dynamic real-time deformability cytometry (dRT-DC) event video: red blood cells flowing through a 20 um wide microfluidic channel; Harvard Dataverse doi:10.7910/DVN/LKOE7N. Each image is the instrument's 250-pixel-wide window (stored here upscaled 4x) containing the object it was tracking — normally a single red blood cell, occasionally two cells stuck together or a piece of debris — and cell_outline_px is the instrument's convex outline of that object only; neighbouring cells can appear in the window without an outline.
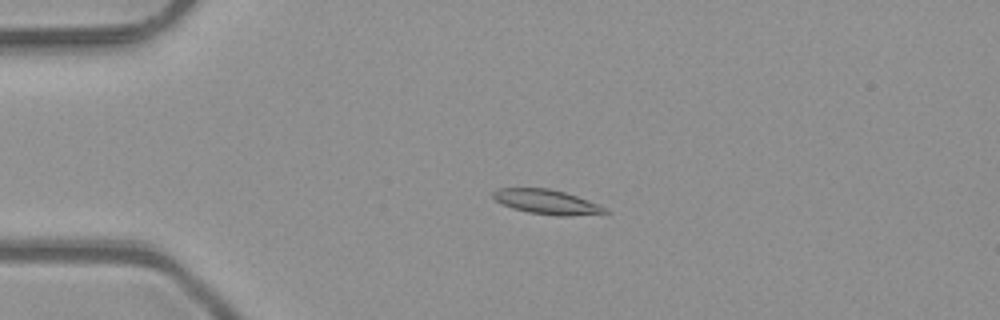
{"species": "common noctule bat (a hibernating species)", "species_latin": "Nyctalus noctula", "temperature_condition": "room temperature", "stored_images_in_passage": 44, "camera_frame_rate_fps": 3000, "um_per_image_px": 0.085, "animal": {"sex": "male", "body_mass_g": 23.1, "forearm_length_mm": 52.7}, "frame": {"image": 1, "passage_image": 5, "time_ms": 1.333, "image_size_px": [1000, 320], "cell_outline_px": [[608, 212], [564, 216], [560, 216], [528, 212], [512, 208], [496, 200], [492, 196], [492, 192], [496, 188], [548, 188], [564, 192], [588, 200], [604, 208]], "centroid_in_image_um": [46.39, 17.14], "position_along_channel_um": 38.6, "area_um2": 15.61}}
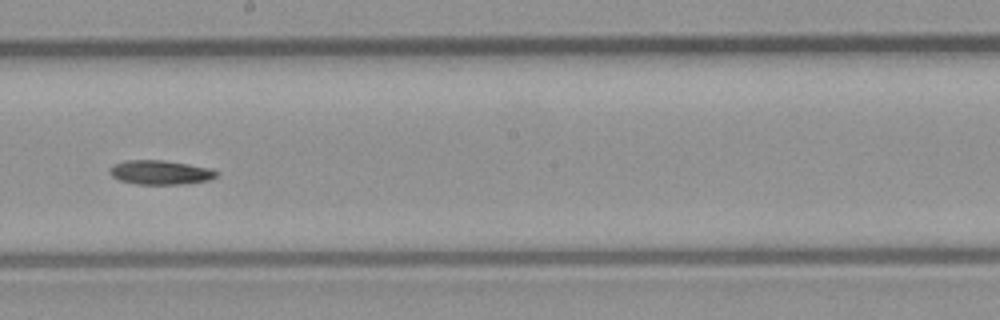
{"frame": {"image": 2, "passage_image": 22, "time_ms": 7.0, "image_size_px": [1000, 320], "cell_outline_px": [[220, 172], [216, 176], [208, 180], [180, 184], [136, 184], [120, 180], [112, 176], [108, 172], [108, 168], [112, 164], [128, 160], [164, 160], [212, 168]], "centroid_in_image_um": [13.61, 14.64], "position_along_channel_um": 234.6, "area_um2": 15.14}}
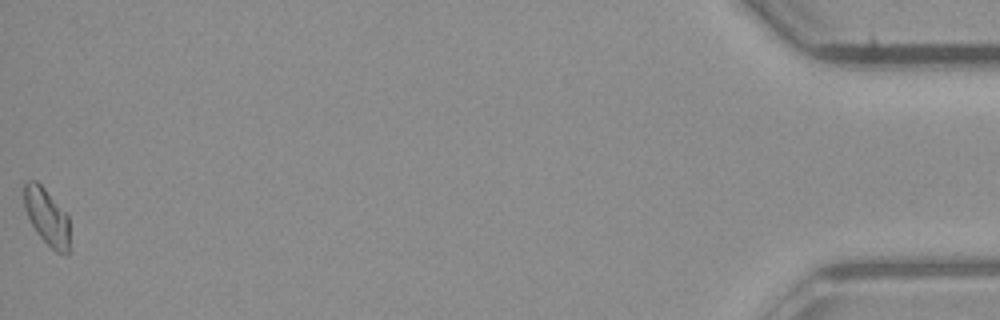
{"frame": {"image": 3, "passage_image": 44, "time_ms": 14.333, "image_size_px": [1000, 320], "cell_outline_px": [[72, 252], [56, 252], [36, 232], [24, 208], [24, 184], [28, 180], [36, 180], [44, 188], [68, 216]], "centroid_in_image_um": [4.01, 18.45], "position_along_channel_um": 431.2, "area_um2": 15.09}}